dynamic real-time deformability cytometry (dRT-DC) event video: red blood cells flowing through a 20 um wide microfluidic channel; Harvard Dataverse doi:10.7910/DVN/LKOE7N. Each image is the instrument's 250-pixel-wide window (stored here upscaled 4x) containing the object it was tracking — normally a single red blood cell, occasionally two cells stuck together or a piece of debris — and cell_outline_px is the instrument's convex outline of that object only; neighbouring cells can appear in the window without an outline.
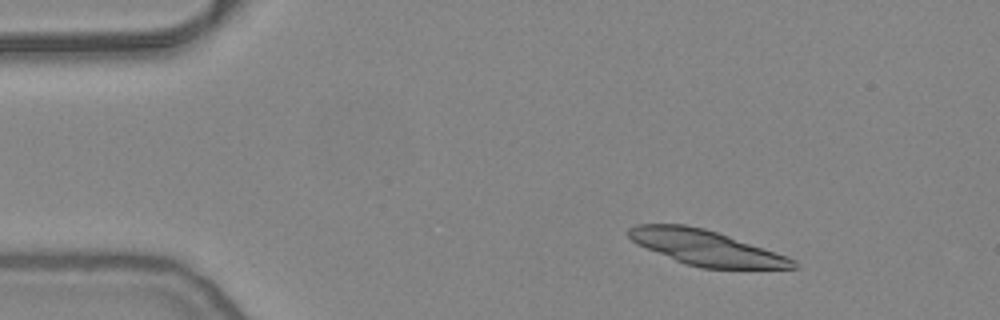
{"species": "common noctule bat (a hibernating species)", "species_latin": "Nyctalus noctula", "temperature_condition": "warm", "stored_images_in_passage": 42, "camera_frame_rate_fps": 3000, "um_per_image_px": 0.085, "animal": {"sex": "female", "body_mass_g": 24.6, "forearm_length_mm": 56.2}, "frame": {"image": 1, "passage_image": 7, "time_ms": 2.0, "image_size_px": [1000, 320], "cell_outline_px": [[800, 268], [700, 268], [676, 260], [636, 244], [628, 236], [628, 228], [636, 224], [684, 224], [704, 228], [788, 256], [796, 260]], "centroid_in_image_um": [60.01, 21.05], "position_along_channel_um": 25.0, "area_um2": 33.29}}
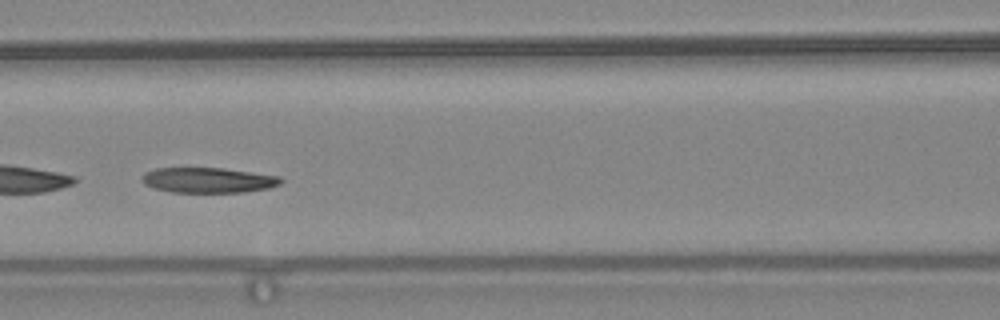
{"frame": {"image": 2, "passage_image": 23, "time_ms": 7.333, "image_size_px": [1000, 320], "cell_outline_px": [[284, 180], [280, 184], [268, 188], [244, 192], [172, 192], [152, 188], [144, 184], [140, 180], [140, 176], [144, 172], [156, 168], [224, 168], [280, 176]], "centroid_in_image_um": [17.66, 15.31], "position_along_channel_um": 148.9, "area_um2": 20.63}}
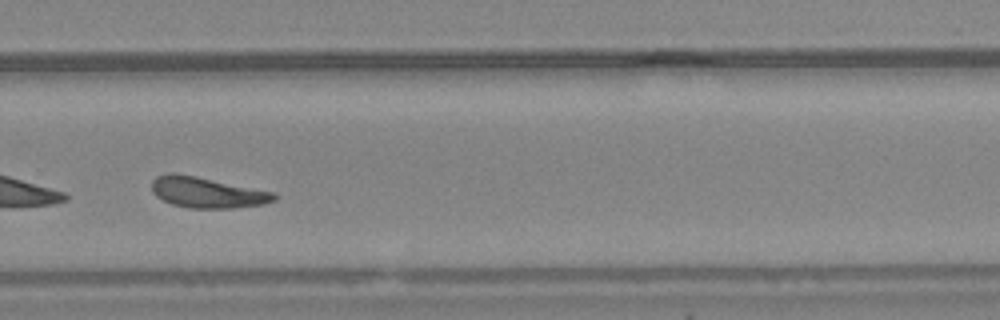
{"frame": {"image": 3, "passage_image": 36, "time_ms": 11.667, "image_size_px": [1000, 320], "cell_outline_px": [[276, 200], [264, 204], [232, 208], [188, 208], [172, 204], [156, 196], [152, 192], [152, 180], [156, 176], [168, 172], [176, 172], [276, 192]], "centroid_in_image_um": [17.6, 16.35], "position_along_channel_um": 312.2, "area_um2": 22.14}, "authors_computed_cell_mechanics": {"area_um2": 22.1952, "velocity_mm_per_s": 3.7858, "shape_relaxation_time_tau1_ms": 4.3937, "shape_relaxation_time_tau2_ms": null, "deformation_change_tau1": 0.1426, "deformation_change_tau2": null}}